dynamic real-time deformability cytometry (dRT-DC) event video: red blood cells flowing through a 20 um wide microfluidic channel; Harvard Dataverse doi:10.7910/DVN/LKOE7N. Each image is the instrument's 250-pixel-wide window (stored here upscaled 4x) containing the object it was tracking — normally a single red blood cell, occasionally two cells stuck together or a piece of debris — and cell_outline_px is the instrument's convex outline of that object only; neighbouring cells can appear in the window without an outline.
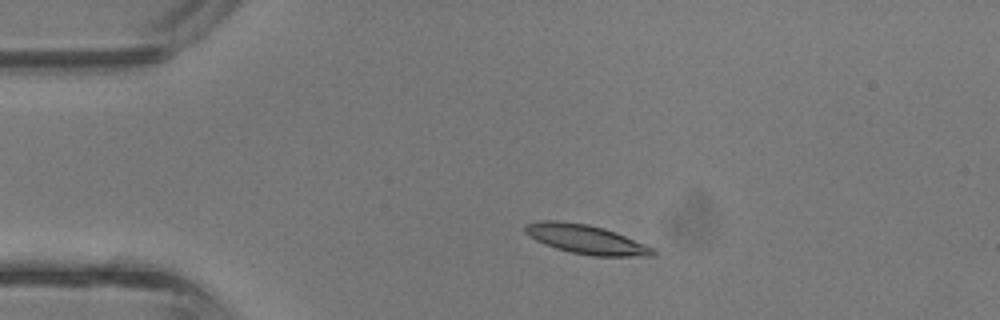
{"species": "common noctule bat (a hibernating species)", "species_latin": "Nyctalus noctula", "temperature_condition": "room temperature", "stored_images_in_passage": 3, "camera_frame_rate_fps": 3000, "um_per_image_px": 0.085, "animal": {"sex": "male", "body_mass_g": 13.3}, "frame": {"image": 1, "passage_image": 2, "time_ms": 0.333, "image_size_px": [1000, 320], "cell_outline_px": [[656, 256], [592, 256], [572, 252], [556, 248], [544, 244], [528, 236], [524, 232], [524, 224], [540, 220], [560, 220], [588, 224], [604, 228], [616, 232], [656, 248]], "centroid_in_image_um": [49.82, 20.33], "position_along_channel_um": 35.2, "area_um2": 22.02}}